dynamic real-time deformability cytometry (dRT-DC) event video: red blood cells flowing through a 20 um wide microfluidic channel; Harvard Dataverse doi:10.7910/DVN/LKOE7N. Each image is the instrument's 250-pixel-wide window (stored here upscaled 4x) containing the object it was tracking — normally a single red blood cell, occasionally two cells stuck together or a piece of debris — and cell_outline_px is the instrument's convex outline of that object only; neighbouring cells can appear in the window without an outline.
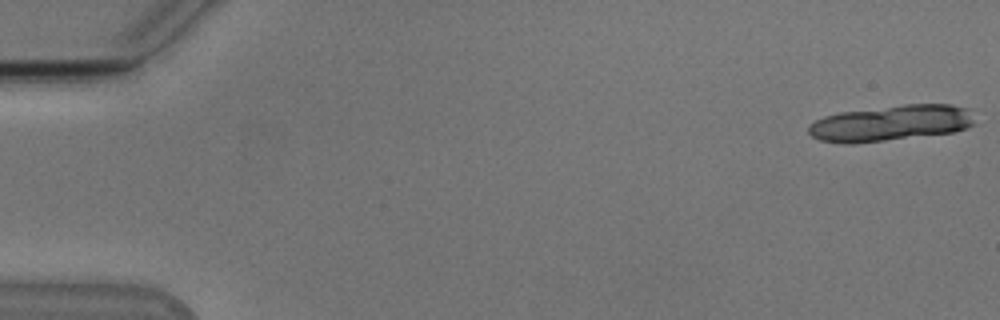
{"species": "Egyptian fruit bat (a non-hibernating species)", "species_latin": "Rousettus aegyptiacus", "temperature_condition": "cold", "stored_images_in_passage": 19, "camera_frame_rate_fps": 3000, "um_per_image_px": 0.085, "animal": {"sex": "male"}, "frame": {"image": 1, "passage_image": 1, "time_ms": 0.0, "image_size_px": [1000, 320], "cell_outline_px": [[976, 124], [968, 128], [952, 132], [852, 144], [844, 144], [820, 140], [812, 136], [808, 132], [808, 124], [824, 116], [840, 112], [904, 104], [952, 104], [968, 108]], "centroid_in_image_um": [75.72, 10.46], "position_along_channel_um": 9.3, "area_um2": 34.8}}